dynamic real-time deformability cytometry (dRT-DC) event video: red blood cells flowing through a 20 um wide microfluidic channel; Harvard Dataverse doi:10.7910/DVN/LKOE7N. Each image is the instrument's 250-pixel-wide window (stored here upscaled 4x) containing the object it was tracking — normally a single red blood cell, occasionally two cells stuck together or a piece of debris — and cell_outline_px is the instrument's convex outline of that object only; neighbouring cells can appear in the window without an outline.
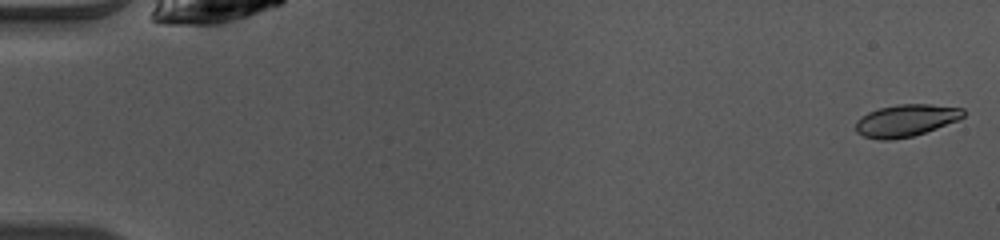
{"species": "common noctule bat (a hibernating species)", "species_latin": "Nyctalus noctula", "temperature_condition": "warm", "stored_images_in_passage": 48, "camera_frame_rate_fps": 3000, "um_per_image_px": 0.085, "animal": {"sex": "female", "body_mass_g": 10.0, "forearm_length_mm": 53.1}, "frame": {"image": 1, "passage_image": 1, "time_ms": 0.0, "image_size_px": [1000, 240], "cell_outline_px": [[964, 116], [956, 120], [936, 128], [912, 136], [892, 140], [880, 140], [864, 136], [856, 132], [856, 120], [860, 116], [868, 112], [880, 108], [896, 104], [932, 104], [964, 108]], "centroid_in_image_um": [76.97, 10.23], "position_along_channel_um": 8.0, "area_um2": 20.06}}
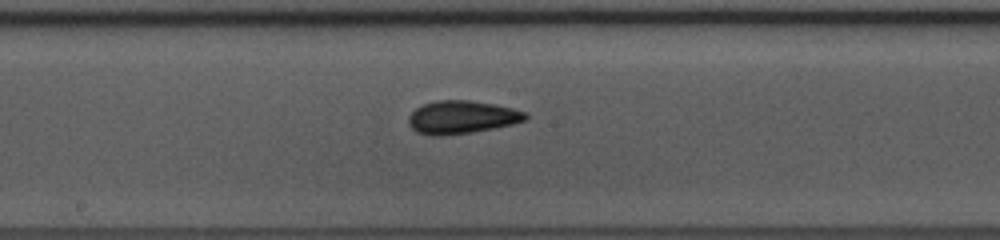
{"frame": {"image": 2, "passage_image": 26, "time_ms": 8.333, "image_size_px": [1000, 240], "cell_outline_px": [[528, 116], [524, 120], [512, 124], [472, 132], [440, 136], [432, 136], [416, 132], [408, 124], [408, 116], [416, 108], [424, 104], [436, 100], [468, 100], [496, 104], [528, 112]], "centroid_in_image_um": [39.23, 9.96], "position_along_channel_um": 209.0, "area_um2": 22.54}}
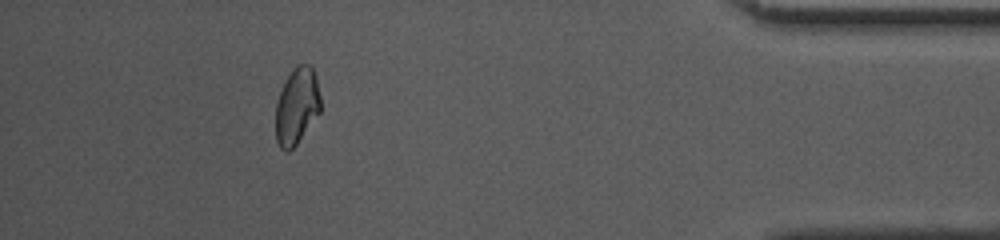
{"frame": {"image": 3, "passage_image": 44, "time_ms": 14.333, "image_size_px": [1000, 240], "cell_outline_px": [[320, 112], [296, 144], [288, 152], [284, 152], [280, 148], [276, 140], [276, 104], [280, 92], [292, 68], [296, 64], [312, 64], [316, 76], [320, 96]], "centroid_in_image_um": [25.23, 9.0], "position_along_channel_um": 410.0, "area_um2": 20.06}, "authors_computed_cell_mechanics": {"area_um2": 20.7502, "velocity_mm_per_s": 4.1197, "shape_relaxation_time_tau1_ms": 3.8463, "shape_relaxation_time_tau2_ms": 2.1083, "deformation_change_tau1": 0.0923, "deformation_change_tau2": 0.0586}}